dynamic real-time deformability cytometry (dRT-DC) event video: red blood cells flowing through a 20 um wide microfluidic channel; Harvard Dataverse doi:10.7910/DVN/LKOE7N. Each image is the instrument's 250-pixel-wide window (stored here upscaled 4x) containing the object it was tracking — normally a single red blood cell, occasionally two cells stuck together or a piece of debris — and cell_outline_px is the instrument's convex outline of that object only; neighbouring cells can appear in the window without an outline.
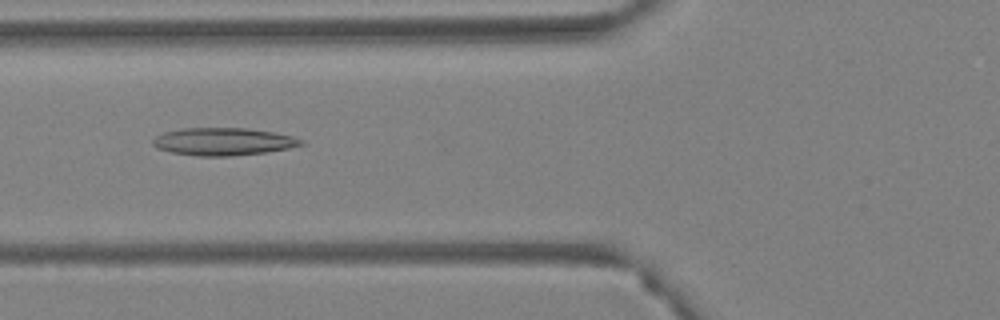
{"species": "Egyptian fruit bat (a non-hibernating species)", "species_latin": "Rousettus aegyptiacus", "temperature_condition": "warm", "stored_images_in_passage": 38, "camera_frame_rate_fps": 3000, "um_per_image_px": 0.085, "animal": {"sex": "female"}, "frame": {"image": 1, "passage_image": 5, "time_ms": 1.333, "image_size_px": [1000, 320], "cell_outline_px": [[304, 144], [288, 148], [268, 152], [232, 156], [196, 156], [172, 152], [156, 148], [152, 144], [152, 140], [156, 136], [164, 132], [184, 128], [248, 128], [272, 132], [292, 136], [300, 140]], "centroid_in_image_um": [18.94, 12.04], "position_along_channel_um": 106.9, "area_um2": 23.76}}
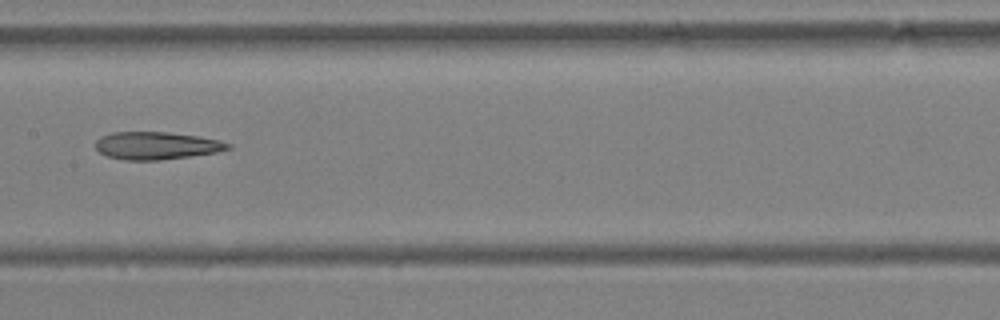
{"frame": {"image": 2, "passage_image": 12, "time_ms": 3.667, "image_size_px": [1000, 320], "cell_outline_px": [[232, 148], [216, 152], [160, 160], [124, 160], [108, 156], [100, 152], [96, 148], [96, 140], [100, 136], [112, 132], [168, 132], [196, 136], [220, 140], [232, 144]], "centroid_in_image_um": [13.3, 12.37], "position_along_channel_um": 194.1, "area_um2": 21.21}}
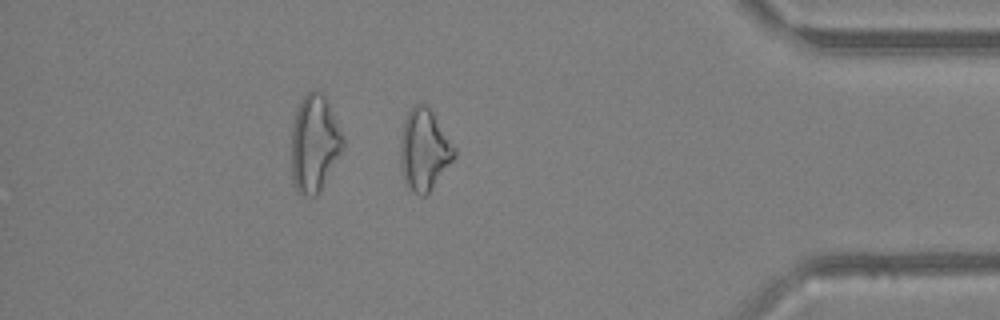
{"frame": {"image": 3, "passage_image": 31, "time_ms": 10.0, "image_size_px": [1000, 320], "cell_outline_px": [[456, 156], [428, 192], [424, 196], [420, 196], [412, 192], [404, 180], [400, 164], [400, 140], [404, 120], [408, 112], [416, 104], [428, 104], [456, 148]], "centroid_in_image_um": [36.05, 12.71], "position_along_channel_um": 399.1, "area_um2": 25.55}, "authors_computed_cell_mechanics": {"area_um2": 22.7154, "velocity_mm_per_s": 3.7433, "shape_relaxation_time_tau1_ms": null, "shape_relaxation_time_tau2_ms": 8.1085, "deformation_change_tau1": null, "deformation_change_tau2": 0.2418}}